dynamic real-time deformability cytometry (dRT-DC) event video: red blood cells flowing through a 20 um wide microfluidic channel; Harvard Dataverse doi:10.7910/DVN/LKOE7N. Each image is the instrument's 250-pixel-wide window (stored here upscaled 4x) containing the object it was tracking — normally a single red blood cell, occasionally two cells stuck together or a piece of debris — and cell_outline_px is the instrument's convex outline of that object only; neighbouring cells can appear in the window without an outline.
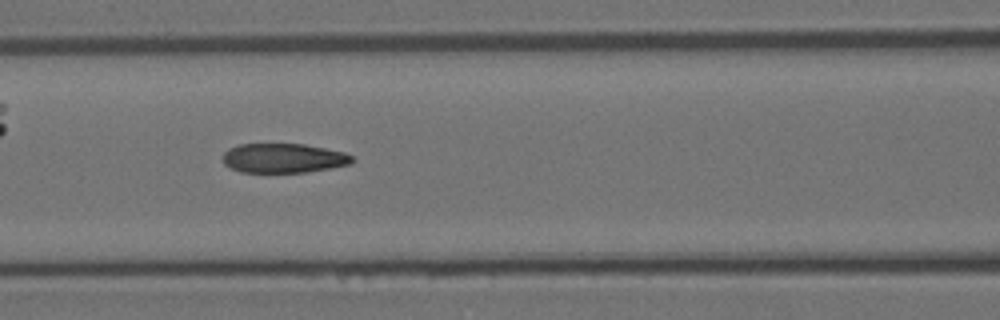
{"species": "Egyptian fruit bat (a non-hibernating species)", "species_latin": "Rousettus aegyptiacus", "temperature_condition": "room temperature", "stored_images_in_passage": 57, "camera_frame_rate_fps": 3000, "um_per_image_px": 0.085, "animal": {"sex": "female"}, "frame": {"image": 1, "passage_image": 25, "time_ms": 8.0, "image_size_px": [1000, 320], "cell_outline_px": [[356, 160], [352, 164], [332, 168], [308, 172], [240, 172], [224, 164], [224, 152], [228, 148], [240, 144], [304, 144], [344, 152], [352, 156]], "centroid_in_image_um": [24.14, 13.44], "position_along_channel_um": 142.5, "area_um2": 22.25}, "authors_computed_cell_mechanics": {"area_um2": 22.9466, "velocity_mm_per_s": 3.6004, "shape_relaxation_time_tau1_ms": null, "shape_relaxation_time_tau2_ms": 1.7709, "deformation_change_tau1": null, "deformation_change_tau2": 0.0982}}